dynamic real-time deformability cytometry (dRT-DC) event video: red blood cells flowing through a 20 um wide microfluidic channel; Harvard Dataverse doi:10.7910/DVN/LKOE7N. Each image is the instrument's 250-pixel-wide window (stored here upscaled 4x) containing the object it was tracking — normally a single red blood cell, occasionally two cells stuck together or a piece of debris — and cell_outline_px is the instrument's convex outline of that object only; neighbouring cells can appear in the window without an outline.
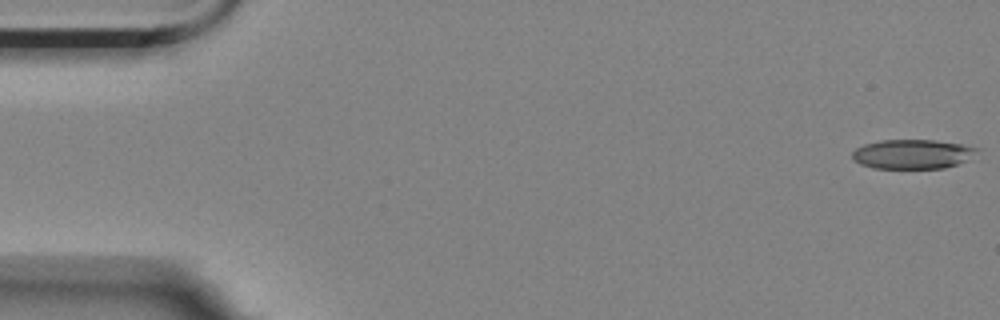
{"species": "Egyptian fruit bat (a non-hibernating species)", "species_latin": "Rousettus aegyptiacus", "temperature_condition": "room temperature", "stored_images_in_passage": 21, "camera_frame_rate_fps": 3000, "um_per_image_px": 0.085, "animal": {"sex": "female"}, "frame": {"image": 1, "passage_image": 1, "time_ms": 0.0, "image_size_px": [1000, 320], "cell_outline_px": [[980, 148], [964, 160], [956, 164], [944, 168], [872, 168], [860, 164], [852, 160], [852, 152], [856, 148], [864, 144], [880, 140], [936, 140], [960, 144]], "centroid_in_image_um": [77.47, 13.09], "position_along_channel_um": 7.5, "area_um2": 21.15}}
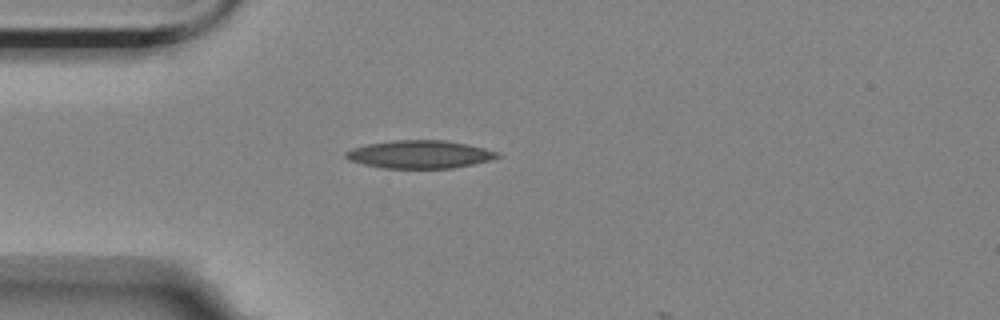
{"frame": {"image": 2, "passage_image": 15, "time_ms": 4.667, "image_size_px": [1000, 320], "cell_outline_px": [[500, 156], [488, 160], [472, 164], [452, 168], [384, 168], [364, 164], [348, 160], [344, 156], [344, 152], [352, 148], [368, 144], [392, 140], [444, 140], [468, 144], [500, 152]], "centroid_in_image_um": [35.65, 13.11], "position_along_channel_um": 49.3, "area_um2": 24.62}}
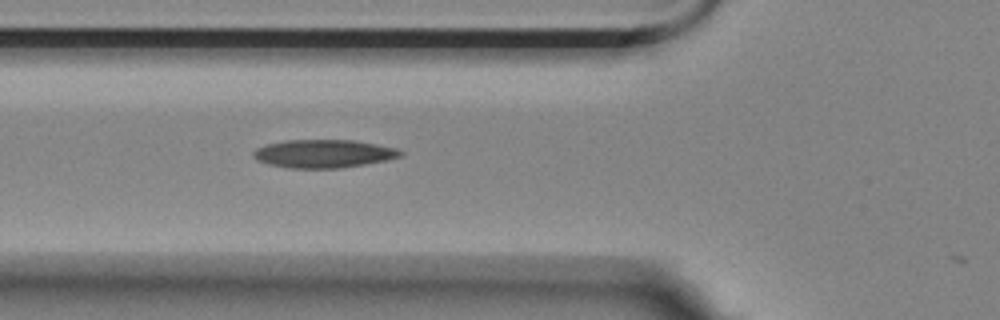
{"frame": {"image": 3, "passage_image": 20, "time_ms": 6.333, "image_size_px": [1000, 320], "cell_outline_px": [[404, 152], [400, 156], [384, 160], [364, 164], [340, 168], [288, 168], [268, 164], [256, 160], [252, 156], [252, 152], [256, 148], [264, 144], [284, 140], [352, 140], [376, 144], [396, 148]], "centroid_in_image_um": [27.43, 13.06], "position_along_channel_um": 98.4, "area_um2": 24.16}}